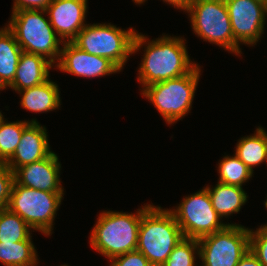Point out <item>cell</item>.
I'll return each mask as SVG.
<instances>
[{"instance_id":"22","label":"cell","mask_w":267,"mask_h":266,"mask_svg":"<svg viewBox=\"0 0 267 266\" xmlns=\"http://www.w3.org/2000/svg\"><path fill=\"white\" fill-rule=\"evenodd\" d=\"M32 228L18 215L9 209L0 213V242L16 243L26 240Z\"/></svg>"},{"instance_id":"17","label":"cell","mask_w":267,"mask_h":266,"mask_svg":"<svg viewBox=\"0 0 267 266\" xmlns=\"http://www.w3.org/2000/svg\"><path fill=\"white\" fill-rule=\"evenodd\" d=\"M18 92L22 94L21 106L32 112L53 111L58 109L61 103L58 85L50 79Z\"/></svg>"},{"instance_id":"18","label":"cell","mask_w":267,"mask_h":266,"mask_svg":"<svg viewBox=\"0 0 267 266\" xmlns=\"http://www.w3.org/2000/svg\"><path fill=\"white\" fill-rule=\"evenodd\" d=\"M22 48L5 26L0 29V88L6 89L14 80Z\"/></svg>"},{"instance_id":"20","label":"cell","mask_w":267,"mask_h":266,"mask_svg":"<svg viewBox=\"0 0 267 266\" xmlns=\"http://www.w3.org/2000/svg\"><path fill=\"white\" fill-rule=\"evenodd\" d=\"M235 155L253 173V167L267 162V133L259 127L254 135L241 138L236 146Z\"/></svg>"},{"instance_id":"13","label":"cell","mask_w":267,"mask_h":266,"mask_svg":"<svg viewBox=\"0 0 267 266\" xmlns=\"http://www.w3.org/2000/svg\"><path fill=\"white\" fill-rule=\"evenodd\" d=\"M46 12L54 31L63 42H72L87 25L84 23L87 0H52Z\"/></svg>"},{"instance_id":"10","label":"cell","mask_w":267,"mask_h":266,"mask_svg":"<svg viewBox=\"0 0 267 266\" xmlns=\"http://www.w3.org/2000/svg\"><path fill=\"white\" fill-rule=\"evenodd\" d=\"M180 226L184 238L200 239L203 236L223 230L228 224L222 223L212 206L207 188L188 195L171 210Z\"/></svg>"},{"instance_id":"30","label":"cell","mask_w":267,"mask_h":266,"mask_svg":"<svg viewBox=\"0 0 267 266\" xmlns=\"http://www.w3.org/2000/svg\"><path fill=\"white\" fill-rule=\"evenodd\" d=\"M237 266H263L259 260L249 251L247 254L243 256V258L239 261Z\"/></svg>"},{"instance_id":"3","label":"cell","mask_w":267,"mask_h":266,"mask_svg":"<svg viewBox=\"0 0 267 266\" xmlns=\"http://www.w3.org/2000/svg\"><path fill=\"white\" fill-rule=\"evenodd\" d=\"M141 217L142 208L137 214L103 211L91 232V246L110 260L136 250Z\"/></svg>"},{"instance_id":"23","label":"cell","mask_w":267,"mask_h":266,"mask_svg":"<svg viewBox=\"0 0 267 266\" xmlns=\"http://www.w3.org/2000/svg\"><path fill=\"white\" fill-rule=\"evenodd\" d=\"M0 119V163H6L15 153L24 128L30 123L26 121L5 122Z\"/></svg>"},{"instance_id":"6","label":"cell","mask_w":267,"mask_h":266,"mask_svg":"<svg viewBox=\"0 0 267 266\" xmlns=\"http://www.w3.org/2000/svg\"><path fill=\"white\" fill-rule=\"evenodd\" d=\"M134 29L122 30L111 24H88L72 41L79 49L108 58L120 70L133 54Z\"/></svg>"},{"instance_id":"29","label":"cell","mask_w":267,"mask_h":266,"mask_svg":"<svg viewBox=\"0 0 267 266\" xmlns=\"http://www.w3.org/2000/svg\"><path fill=\"white\" fill-rule=\"evenodd\" d=\"M52 0H15L13 10H46Z\"/></svg>"},{"instance_id":"2","label":"cell","mask_w":267,"mask_h":266,"mask_svg":"<svg viewBox=\"0 0 267 266\" xmlns=\"http://www.w3.org/2000/svg\"><path fill=\"white\" fill-rule=\"evenodd\" d=\"M183 239L180 226L170 210L151 204L142 207L136 250L140 251L152 266H162Z\"/></svg>"},{"instance_id":"25","label":"cell","mask_w":267,"mask_h":266,"mask_svg":"<svg viewBox=\"0 0 267 266\" xmlns=\"http://www.w3.org/2000/svg\"><path fill=\"white\" fill-rule=\"evenodd\" d=\"M195 253L199 257L198 239L184 238L173 249L162 266H194Z\"/></svg>"},{"instance_id":"27","label":"cell","mask_w":267,"mask_h":266,"mask_svg":"<svg viewBox=\"0 0 267 266\" xmlns=\"http://www.w3.org/2000/svg\"><path fill=\"white\" fill-rule=\"evenodd\" d=\"M13 183L14 172L5 163H0V208L2 210L8 209Z\"/></svg>"},{"instance_id":"7","label":"cell","mask_w":267,"mask_h":266,"mask_svg":"<svg viewBox=\"0 0 267 266\" xmlns=\"http://www.w3.org/2000/svg\"><path fill=\"white\" fill-rule=\"evenodd\" d=\"M190 13L192 29L204 41L241 54L234 40L229 12L224 0H191L186 10Z\"/></svg>"},{"instance_id":"16","label":"cell","mask_w":267,"mask_h":266,"mask_svg":"<svg viewBox=\"0 0 267 266\" xmlns=\"http://www.w3.org/2000/svg\"><path fill=\"white\" fill-rule=\"evenodd\" d=\"M53 64L44 57L22 51L13 82L8 86L20 91L40 85L49 79Z\"/></svg>"},{"instance_id":"12","label":"cell","mask_w":267,"mask_h":266,"mask_svg":"<svg viewBox=\"0 0 267 266\" xmlns=\"http://www.w3.org/2000/svg\"><path fill=\"white\" fill-rule=\"evenodd\" d=\"M57 69L80 77H101L121 71L106 57L89 54L72 42H64L61 47Z\"/></svg>"},{"instance_id":"26","label":"cell","mask_w":267,"mask_h":266,"mask_svg":"<svg viewBox=\"0 0 267 266\" xmlns=\"http://www.w3.org/2000/svg\"><path fill=\"white\" fill-rule=\"evenodd\" d=\"M250 251L263 266H267V227L250 230Z\"/></svg>"},{"instance_id":"24","label":"cell","mask_w":267,"mask_h":266,"mask_svg":"<svg viewBox=\"0 0 267 266\" xmlns=\"http://www.w3.org/2000/svg\"><path fill=\"white\" fill-rule=\"evenodd\" d=\"M222 184L242 187L253 175L249 168L236 156H224L218 166Z\"/></svg>"},{"instance_id":"33","label":"cell","mask_w":267,"mask_h":266,"mask_svg":"<svg viewBox=\"0 0 267 266\" xmlns=\"http://www.w3.org/2000/svg\"><path fill=\"white\" fill-rule=\"evenodd\" d=\"M265 207L267 208V199L265 201ZM263 227H267V224L266 225H263Z\"/></svg>"},{"instance_id":"31","label":"cell","mask_w":267,"mask_h":266,"mask_svg":"<svg viewBox=\"0 0 267 266\" xmlns=\"http://www.w3.org/2000/svg\"><path fill=\"white\" fill-rule=\"evenodd\" d=\"M177 9L186 10L191 0H163Z\"/></svg>"},{"instance_id":"1","label":"cell","mask_w":267,"mask_h":266,"mask_svg":"<svg viewBox=\"0 0 267 266\" xmlns=\"http://www.w3.org/2000/svg\"><path fill=\"white\" fill-rule=\"evenodd\" d=\"M146 39L147 37L137 32L133 42V53L143 44H147L138 71V80L144 88L153 83L188 74L197 65L190 61L182 37L166 35L150 42Z\"/></svg>"},{"instance_id":"19","label":"cell","mask_w":267,"mask_h":266,"mask_svg":"<svg viewBox=\"0 0 267 266\" xmlns=\"http://www.w3.org/2000/svg\"><path fill=\"white\" fill-rule=\"evenodd\" d=\"M212 206L222 219L233 213H238L241 206L247 202V193L242 187L226 185L218 182L214 188L206 187Z\"/></svg>"},{"instance_id":"4","label":"cell","mask_w":267,"mask_h":266,"mask_svg":"<svg viewBox=\"0 0 267 266\" xmlns=\"http://www.w3.org/2000/svg\"><path fill=\"white\" fill-rule=\"evenodd\" d=\"M46 10H17L12 12L7 28L13 33L22 51L47 58L53 65L60 57V44L49 18L42 14ZM58 58V59H57Z\"/></svg>"},{"instance_id":"14","label":"cell","mask_w":267,"mask_h":266,"mask_svg":"<svg viewBox=\"0 0 267 266\" xmlns=\"http://www.w3.org/2000/svg\"><path fill=\"white\" fill-rule=\"evenodd\" d=\"M61 164L52 152L48 157L23 165L14 171V181L24 187L47 192H64L60 182Z\"/></svg>"},{"instance_id":"28","label":"cell","mask_w":267,"mask_h":266,"mask_svg":"<svg viewBox=\"0 0 267 266\" xmlns=\"http://www.w3.org/2000/svg\"><path fill=\"white\" fill-rule=\"evenodd\" d=\"M110 261V266H152L149 260L138 250L127 252Z\"/></svg>"},{"instance_id":"8","label":"cell","mask_w":267,"mask_h":266,"mask_svg":"<svg viewBox=\"0 0 267 266\" xmlns=\"http://www.w3.org/2000/svg\"><path fill=\"white\" fill-rule=\"evenodd\" d=\"M63 192H47L13 183L8 209L18 214L33 230L50 235Z\"/></svg>"},{"instance_id":"32","label":"cell","mask_w":267,"mask_h":266,"mask_svg":"<svg viewBox=\"0 0 267 266\" xmlns=\"http://www.w3.org/2000/svg\"><path fill=\"white\" fill-rule=\"evenodd\" d=\"M134 1V3H137V4H142L143 2H145V0H133Z\"/></svg>"},{"instance_id":"11","label":"cell","mask_w":267,"mask_h":266,"mask_svg":"<svg viewBox=\"0 0 267 266\" xmlns=\"http://www.w3.org/2000/svg\"><path fill=\"white\" fill-rule=\"evenodd\" d=\"M234 40L255 45L264 32L267 0H224Z\"/></svg>"},{"instance_id":"15","label":"cell","mask_w":267,"mask_h":266,"mask_svg":"<svg viewBox=\"0 0 267 266\" xmlns=\"http://www.w3.org/2000/svg\"><path fill=\"white\" fill-rule=\"evenodd\" d=\"M46 128L32 119L24 128L13 156L5 163L13 172L19 167L48 157L50 150Z\"/></svg>"},{"instance_id":"21","label":"cell","mask_w":267,"mask_h":266,"mask_svg":"<svg viewBox=\"0 0 267 266\" xmlns=\"http://www.w3.org/2000/svg\"><path fill=\"white\" fill-rule=\"evenodd\" d=\"M31 240L30 235L16 243L0 242V262L5 266H36L38 258Z\"/></svg>"},{"instance_id":"5","label":"cell","mask_w":267,"mask_h":266,"mask_svg":"<svg viewBox=\"0 0 267 266\" xmlns=\"http://www.w3.org/2000/svg\"><path fill=\"white\" fill-rule=\"evenodd\" d=\"M200 72L197 64L188 74L142 88V94L151 101L168 124H174L192 108Z\"/></svg>"},{"instance_id":"9","label":"cell","mask_w":267,"mask_h":266,"mask_svg":"<svg viewBox=\"0 0 267 266\" xmlns=\"http://www.w3.org/2000/svg\"><path fill=\"white\" fill-rule=\"evenodd\" d=\"M201 266H237L250 251V229L228 224L223 230L198 239Z\"/></svg>"}]
</instances>
